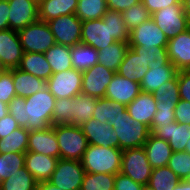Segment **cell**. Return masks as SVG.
I'll use <instances>...</instances> for the list:
<instances>
[{
	"instance_id": "6da1fadb",
	"label": "cell",
	"mask_w": 190,
	"mask_h": 190,
	"mask_svg": "<svg viewBox=\"0 0 190 190\" xmlns=\"http://www.w3.org/2000/svg\"><path fill=\"white\" fill-rule=\"evenodd\" d=\"M56 98L46 87L27 97H14L8 104V112L20 127L31 130L52 126V115Z\"/></svg>"
},
{
	"instance_id": "7a4b0ae2",
	"label": "cell",
	"mask_w": 190,
	"mask_h": 190,
	"mask_svg": "<svg viewBox=\"0 0 190 190\" xmlns=\"http://www.w3.org/2000/svg\"><path fill=\"white\" fill-rule=\"evenodd\" d=\"M130 31L122 13L108 10L101 19L82 22L81 43L99 51L116 41H129Z\"/></svg>"
},
{
	"instance_id": "3957f363",
	"label": "cell",
	"mask_w": 190,
	"mask_h": 190,
	"mask_svg": "<svg viewBox=\"0 0 190 190\" xmlns=\"http://www.w3.org/2000/svg\"><path fill=\"white\" fill-rule=\"evenodd\" d=\"M155 60H169L167 47L129 46L117 73L131 81L140 83L149 70L148 64Z\"/></svg>"
},
{
	"instance_id": "277c9868",
	"label": "cell",
	"mask_w": 190,
	"mask_h": 190,
	"mask_svg": "<svg viewBox=\"0 0 190 190\" xmlns=\"http://www.w3.org/2000/svg\"><path fill=\"white\" fill-rule=\"evenodd\" d=\"M122 154L119 148L88 145L81 163L87 173L115 175L121 171Z\"/></svg>"
},
{
	"instance_id": "5b68a950",
	"label": "cell",
	"mask_w": 190,
	"mask_h": 190,
	"mask_svg": "<svg viewBox=\"0 0 190 190\" xmlns=\"http://www.w3.org/2000/svg\"><path fill=\"white\" fill-rule=\"evenodd\" d=\"M119 139V149L142 147L151 134L150 127L134 120L127 112L122 113L112 124Z\"/></svg>"
},
{
	"instance_id": "8992f818",
	"label": "cell",
	"mask_w": 190,
	"mask_h": 190,
	"mask_svg": "<svg viewBox=\"0 0 190 190\" xmlns=\"http://www.w3.org/2000/svg\"><path fill=\"white\" fill-rule=\"evenodd\" d=\"M54 131L59 144L60 158L81 161L89 145L81 127L70 124L55 125Z\"/></svg>"
},
{
	"instance_id": "52a82bcc",
	"label": "cell",
	"mask_w": 190,
	"mask_h": 190,
	"mask_svg": "<svg viewBox=\"0 0 190 190\" xmlns=\"http://www.w3.org/2000/svg\"><path fill=\"white\" fill-rule=\"evenodd\" d=\"M18 34L24 52L44 54L56 43L47 22L40 20L19 30Z\"/></svg>"
},
{
	"instance_id": "ba28073f",
	"label": "cell",
	"mask_w": 190,
	"mask_h": 190,
	"mask_svg": "<svg viewBox=\"0 0 190 190\" xmlns=\"http://www.w3.org/2000/svg\"><path fill=\"white\" fill-rule=\"evenodd\" d=\"M152 170L143 146L123 150L120 171L122 174L144 186L148 185Z\"/></svg>"
},
{
	"instance_id": "9c48e42d",
	"label": "cell",
	"mask_w": 190,
	"mask_h": 190,
	"mask_svg": "<svg viewBox=\"0 0 190 190\" xmlns=\"http://www.w3.org/2000/svg\"><path fill=\"white\" fill-rule=\"evenodd\" d=\"M151 19L169 39L190 28V22L183 10V4H175L152 14Z\"/></svg>"
},
{
	"instance_id": "30bf717a",
	"label": "cell",
	"mask_w": 190,
	"mask_h": 190,
	"mask_svg": "<svg viewBox=\"0 0 190 190\" xmlns=\"http://www.w3.org/2000/svg\"><path fill=\"white\" fill-rule=\"evenodd\" d=\"M85 169L81 161L59 158L56 169L48 180L62 190H79Z\"/></svg>"
},
{
	"instance_id": "8fae6325",
	"label": "cell",
	"mask_w": 190,
	"mask_h": 190,
	"mask_svg": "<svg viewBox=\"0 0 190 190\" xmlns=\"http://www.w3.org/2000/svg\"><path fill=\"white\" fill-rule=\"evenodd\" d=\"M47 24L56 43L70 47L81 43L82 21L75 14L59 16Z\"/></svg>"
},
{
	"instance_id": "7c38bea8",
	"label": "cell",
	"mask_w": 190,
	"mask_h": 190,
	"mask_svg": "<svg viewBox=\"0 0 190 190\" xmlns=\"http://www.w3.org/2000/svg\"><path fill=\"white\" fill-rule=\"evenodd\" d=\"M46 87L56 99L74 98L81 93L82 72L71 68L54 73L46 81Z\"/></svg>"
},
{
	"instance_id": "4fadbf2b",
	"label": "cell",
	"mask_w": 190,
	"mask_h": 190,
	"mask_svg": "<svg viewBox=\"0 0 190 190\" xmlns=\"http://www.w3.org/2000/svg\"><path fill=\"white\" fill-rule=\"evenodd\" d=\"M115 72L96 64L82 72L81 92L93 98H105L107 87Z\"/></svg>"
},
{
	"instance_id": "5bb4252c",
	"label": "cell",
	"mask_w": 190,
	"mask_h": 190,
	"mask_svg": "<svg viewBox=\"0 0 190 190\" xmlns=\"http://www.w3.org/2000/svg\"><path fill=\"white\" fill-rule=\"evenodd\" d=\"M168 38L150 19L132 30L129 35V46H140L144 50L151 47H167Z\"/></svg>"
},
{
	"instance_id": "9a60e30c",
	"label": "cell",
	"mask_w": 190,
	"mask_h": 190,
	"mask_svg": "<svg viewBox=\"0 0 190 190\" xmlns=\"http://www.w3.org/2000/svg\"><path fill=\"white\" fill-rule=\"evenodd\" d=\"M23 53L18 31H0V64L4 70L18 68Z\"/></svg>"
},
{
	"instance_id": "2e32d148",
	"label": "cell",
	"mask_w": 190,
	"mask_h": 190,
	"mask_svg": "<svg viewBox=\"0 0 190 190\" xmlns=\"http://www.w3.org/2000/svg\"><path fill=\"white\" fill-rule=\"evenodd\" d=\"M149 70L140 82L142 92L153 93L162 84L172 80L178 73L169 60H155L148 64Z\"/></svg>"
},
{
	"instance_id": "e0dca14e",
	"label": "cell",
	"mask_w": 190,
	"mask_h": 190,
	"mask_svg": "<svg viewBox=\"0 0 190 190\" xmlns=\"http://www.w3.org/2000/svg\"><path fill=\"white\" fill-rule=\"evenodd\" d=\"M9 29L19 31L39 20V7L32 0H8Z\"/></svg>"
},
{
	"instance_id": "ac0fdd59",
	"label": "cell",
	"mask_w": 190,
	"mask_h": 190,
	"mask_svg": "<svg viewBox=\"0 0 190 190\" xmlns=\"http://www.w3.org/2000/svg\"><path fill=\"white\" fill-rule=\"evenodd\" d=\"M81 129L89 145L119 148L116 131L109 123L102 124L98 119L91 118L81 126Z\"/></svg>"
},
{
	"instance_id": "d6986e66",
	"label": "cell",
	"mask_w": 190,
	"mask_h": 190,
	"mask_svg": "<svg viewBox=\"0 0 190 190\" xmlns=\"http://www.w3.org/2000/svg\"><path fill=\"white\" fill-rule=\"evenodd\" d=\"M141 92L140 83L131 81L115 73L107 87L105 98L126 106Z\"/></svg>"
},
{
	"instance_id": "ffe728a7",
	"label": "cell",
	"mask_w": 190,
	"mask_h": 190,
	"mask_svg": "<svg viewBox=\"0 0 190 190\" xmlns=\"http://www.w3.org/2000/svg\"><path fill=\"white\" fill-rule=\"evenodd\" d=\"M27 151L60 158V149L54 126L29 131Z\"/></svg>"
},
{
	"instance_id": "44dd1931",
	"label": "cell",
	"mask_w": 190,
	"mask_h": 190,
	"mask_svg": "<svg viewBox=\"0 0 190 190\" xmlns=\"http://www.w3.org/2000/svg\"><path fill=\"white\" fill-rule=\"evenodd\" d=\"M151 134L168 141L173 152L185 151L190 138V126L174 121L170 124L156 126Z\"/></svg>"
},
{
	"instance_id": "7402d4cb",
	"label": "cell",
	"mask_w": 190,
	"mask_h": 190,
	"mask_svg": "<svg viewBox=\"0 0 190 190\" xmlns=\"http://www.w3.org/2000/svg\"><path fill=\"white\" fill-rule=\"evenodd\" d=\"M167 53L178 71L190 70V28L169 39Z\"/></svg>"
},
{
	"instance_id": "603a6c76",
	"label": "cell",
	"mask_w": 190,
	"mask_h": 190,
	"mask_svg": "<svg viewBox=\"0 0 190 190\" xmlns=\"http://www.w3.org/2000/svg\"><path fill=\"white\" fill-rule=\"evenodd\" d=\"M59 158L43 155L42 153L29 152L25 153V168L32 174L34 179L39 183L48 181L56 169Z\"/></svg>"
},
{
	"instance_id": "cb8c5ba5",
	"label": "cell",
	"mask_w": 190,
	"mask_h": 190,
	"mask_svg": "<svg viewBox=\"0 0 190 190\" xmlns=\"http://www.w3.org/2000/svg\"><path fill=\"white\" fill-rule=\"evenodd\" d=\"M157 101L152 93L141 92L130 104L126 105L128 114L134 119L150 127L157 111Z\"/></svg>"
},
{
	"instance_id": "d4e9b609",
	"label": "cell",
	"mask_w": 190,
	"mask_h": 190,
	"mask_svg": "<svg viewBox=\"0 0 190 190\" xmlns=\"http://www.w3.org/2000/svg\"><path fill=\"white\" fill-rule=\"evenodd\" d=\"M143 147L153 169L167 166L173 153L168 141L150 134Z\"/></svg>"
},
{
	"instance_id": "484cf974",
	"label": "cell",
	"mask_w": 190,
	"mask_h": 190,
	"mask_svg": "<svg viewBox=\"0 0 190 190\" xmlns=\"http://www.w3.org/2000/svg\"><path fill=\"white\" fill-rule=\"evenodd\" d=\"M16 96L27 98L46 88V81L18 68L12 69Z\"/></svg>"
},
{
	"instance_id": "4316f807",
	"label": "cell",
	"mask_w": 190,
	"mask_h": 190,
	"mask_svg": "<svg viewBox=\"0 0 190 190\" xmlns=\"http://www.w3.org/2000/svg\"><path fill=\"white\" fill-rule=\"evenodd\" d=\"M18 69L47 81L53 74L51 66L42 53L24 52Z\"/></svg>"
},
{
	"instance_id": "83f0119b",
	"label": "cell",
	"mask_w": 190,
	"mask_h": 190,
	"mask_svg": "<svg viewBox=\"0 0 190 190\" xmlns=\"http://www.w3.org/2000/svg\"><path fill=\"white\" fill-rule=\"evenodd\" d=\"M78 0H45L39 6V20L48 22L59 16L75 14Z\"/></svg>"
},
{
	"instance_id": "f1b7e54d",
	"label": "cell",
	"mask_w": 190,
	"mask_h": 190,
	"mask_svg": "<svg viewBox=\"0 0 190 190\" xmlns=\"http://www.w3.org/2000/svg\"><path fill=\"white\" fill-rule=\"evenodd\" d=\"M97 100L82 92L76 95L72 100L73 122L70 125L81 127L88 122L93 117Z\"/></svg>"
},
{
	"instance_id": "f546056e",
	"label": "cell",
	"mask_w": 190,
	"mask_h": 190,
	"mask_svg": "<svg viewBox=\"0 0 190 190\" xmlns=\"http://www.w3.org/2000/svg\"><path fill=\"white\" fill-rule=\"evenodd\" d=\"M128 48V42L116 41L106 48L100 49L98 51V64L117 73Z\"/></svg>"
},
{
	"instance_id": "4dcf8cb0",
	"label": "cell",
	"mask_w": 190,
	"mask_h": 190,
	"mask_svg": "<svg viewBox=\"0 0 190 190\" xmlns=\"http://www.w3.org/2000/svg\"><path fill=\"white\" fill-rule=\"evenodd\" d=\"M44 55L53 74L73 68L70 46L55 43Z\"/></svg>"
},
{
	"instance_id": "1f68e13d",
	"label": "cell",
	"mask_w": 190,
	"mask_h": 190,
	"mask_svg": "<svg viewBox=\"0 0 190 190\" xmlns=\"http://www.w3.org/2000/svg\"><path fill=\"white\" fill-rule=\"evenodd\" d=\"M38 182L25 168L12 171L1 181L0 190H36Z\"/></svg>"
},
{
	"instance_id": "d6a6232c",
	"label": "cell",
	"mask_w": 190,
	"mask_h": 190,
	"mask_svg": "<svg viewBox=\"0 0 190 190\" xmlns=\"http://www.w3.org/2000/svg\"><path fill=\"white\" fill-rule=\"evenodd\" d=\"M72 66L78 71H86L98 64V51L82 43L71 47Z\"/></svg>"
},
{
	"instance_id": "836d02e7",
	"label": "cell",
	"mask_w": 190,
	"mask_h": 190,
	"mask_svg": "<svg viewBox=\"0 0 190 190\" xmlns=\"http://www.w3.org/2000/svg\"><path fill=\"white\" fill-rule=\"evenodd\" d=\"M29 130L24 127L12 131L4 138H0V154L26 153L28 149Z\"/></svg>"
},
{
	"instance_id": "e575fe53",
	"label": "cell",
	"mask_w": 190,
	"mask_h": 190,
	"mask_svg": "<svg viewBox=\"0 0 190 190\" xmlns=\"http://www.w3.org/2000/svg\"><path fill=\"white\" fill-rule=\"evenodd\" d=\"M126 111V106L115 101L99 98L93 113V119H98L102 124L110 125Z\"/></svg>"
},
{
	"instance_id": "d590c367",
	"label": "cell",
	"mask_w": 190,
	"mask_h": 190,
	"mask_svg": "<svg viewBox=\"0 0 190 190\" xmlns=\"http://www.w3.org/2000/svg\"><path fill=\"white\" fill-rule=\"evenodd\" d=\"M107 11L106 0H78L75 15L83 22L101 19Z\"/></svg>"
},
{
	"instance_id": "8d00e7d4",
	"label": "cell",
	"mask_w": 190,
	"mask_h": 190,
	"mask_svg": "<svg viewBox=\"0 0 190 190\" xmlns=\"http://www.w3.org/2000/svg\"><path fill=\"white\" fill-rule=\"evenodd\" d=\"M181 179L168 166L154 168L148 185L154 190H173Z\"/></svg>"
},
{
	"instance_id": "74e56055",
	"label": "cell",
	"mask_w": 190,
	"mask_h": 190,
	"mask_svg": "<svg viewBox=\"0 0 190 190\" xmlns=\"http://www.w3.org/2000/svg\"><path fill=\"white\" fill-rule=\"evenodd\" d=\"M115 175L85 172L80 190H114Z\"/></svg>"
},
{
	"instance_id": "f35d334b",
	"label": "cell",
	"mask_w": 190,
	"mask_h": 190,
	"mask_svg": "<svg viewBox=\"0 0 190 190\" xmlns=\"http://www.w3.org/2000/svg\"><path fill=\"white\" fill-rule=\"evenodd\" d=\"M152 14L144 6L142 2H139L122 13L124 23L127 25L131 32L142 23L151 19Z\"/></svg>"
},
{
	"instance_id": "ab89813d",
	"label": "cell",
	"mask_w": 190,
	"mask_h": 190,
	"mask_svg": "<svg viewBox=\"0 0 190 190\" xmlns=\"http://www.w3.org/2000/svg\"><path fill=\"white\" fill-rule=\"evenodd\" d=\"M152 95L157 102H163L166 105H176L180 100L177 75L172 80L162 84Z\"/></svg>"
},
{
	"instance_id": "60d3db41",
	"label": "cell",
	"mask_w": 190,
	"mask_h": 190,
	"mask_svg": "<svg viewBox=\"0 0 190 190\" xmlns=\"http://www.w3.org/2000/svg\"><path fill=\"white\" fill-rule=\"evenodd\" d=\"M74 98L56 99L53 111L52 126L71 124L73 122L72 100Z\"/></svg>"
},
{
	"instance_id": "b9f144b4",
	"label": "cell",
	"mask_w": 190,
	"mask_h": 190,
	"mask_svg": "<svg viewBox=\"0 0 190 190\" xmlns=\"http://www.w3.org/2000/svg\"><path fill=\"white\" fill-rule=\"evenodd\" d=\"M167 166L175 172L181 180L190 176V153L185 151L173 152Z\"/></svg>"
},
{
	"instance_id": "7bdbcfd3",
	"label": "cell",
	"mask_w": 190,
	"mask_h": 190,
	"mask_svg": "<svg viewBox=\"0 0 190 190\" xmlns=\"http://www.w3.org/2000/svg\"><path fill=\"white\" fill-rule=\"evenodd\" d=\"M16 97L12 69L0 72V101L6 104Z\"/></svg>"
},
{
	"instance_id": "ee69618b",
	"label": "cell",
	"mask_w": 190,
	"mask_h": 190,
	"mask_svg": "<svg viewBox=\"0 0 190 190\" xmlns=\"http://www.w3.org/2000/svg\"><path fill=\"white\" fill-rule=\"evenodd\" d=\"M176 105H166L163 102H157V111L151 122V131L158 125L170 124L175 121L174 109Z\"/></svg>"
},
{
	"instance_id": "f6af8a7d",
	"label": "cell",
	"mask_w": 190,
	"mask_h": 190,
	"mask_svg": "<svg viewBox=\"0 0 190 190\" xmlns=\"http://www.w3.org/2000/svg\"><path fill=\"white\" fill-rule=\"evenodd\" d=\"M180 99L190 102V70H180L177 73Z\"/></svg>"
},
{
	"instance_id": "bcb514c9",
	"label": "cell",
	"mask_w": 190,
	"mask_h": 190,
	"mask_svg": "<svg viewBox=\"0 0 190 190\" xmlns=\"http://www.w3.org/2000/svg\"><path fill=\"white\" fill-rule=\"evenodd\" d=\"M3 159L7 160V171L8 174L12 171H18L25 167V153H4L0 154Z\"/></svg>"
},
{
	"instance_id": "7dc6e473",
	"label": "cell",
	"mask_w": 190,
	"mask_h": 190,
	"mask_svg": "<svg viewBox=\"0 0 190 190\" xmlns=\"http://www.w3.org/2000/svg\"><path fill=\"white\" fill-rule=\"evenodd\" d=\"M143 185L136 183L121 172L115 174L114 190H142Z\"/></svg>"
},
{
	"instance_id": "c3c4849f",
	"label": "cell",
	"mask_w": 190,
	"mask_h": 190,
	"mask_svg": "<svg viewBox=\"0 0 190 190\" xmlns=\"http://www.w3.org/2000/svg\"><path fill=\"white\" fill-rule=\"evenodd\" d=\"M175 121L190 126V102L180 99L174 109Z\"/></svg>"
},
{
	"instance_id": "681fc988",
	"label": "cell",
	"mask_w": 190,
	"mask_h": 190,
	"mask_svg": "<svg viewBox=\"0 0 190 190\" xmlns=\"http://www.w3.org/2000/svg\"><path fill=\"white\" fill-rule=\"evenodd\" d=\"M148 11L153 14L156 11L165 9L168 6L181 4L182 0H141Z\"/></svg>"
},
{
	"instance_id": "f907efd6",
	"label": "cell",
	"mask_w": 190,
	"mask_h": 190,
	"mask_svg": "<svg viewBox=\"0 0 190 190\" xmlns=\"http://www.w3.org/2000/svg\"><path fill=\"white\" fill-rule=\"evenodd\" d=\"M19 127L17 121L8 112L6 116L0 119V138H4Z\"/></svg>"
},
{
	"instance_id": "816d5d0a",
	"label": "cell",
	"mask_w": 190,
	"mask_h": 190,
	"mask_svg": "<svg viewBox=\"0 0 190 190\" xmlns=\"http://www.w3.org/2000/svg\"><path fill=\"white\" fill-rule=\"evenodd\" d=\"M141 0H106L108 10L123 13Z\"/></svg>"
},
{
	"instance_id": "f5cc1de1",
	"label": "cell",
	"mask_w": 190,
	"mask_h": 190,
	"mask_svg": "<svg viewBox=\"0 0 190 190\" xmlns=\"http://www.w3.org/2000/svg\"><path fill=\"white\" fill-rule=\"evenodd\" d=\"M9 2L8 0L0 1V31L9 29Z\"/></svg>"
},
{
	"instance_id": "db71d44e",
	"label": "cell",
	"mask_w": 190,
	"mask_h": 190,
	"mask_svg": "<svg viewBox=\"0 0 190 190\" xmlns=\"http://www.w3.org/2000/svg\"><path fill=\"white\" fill-rule=\"evenodd\" d=\"M36 190H62V189L56 187L49 181H42L37 184Z\"/></svg>"
},
{
	"instance_id": "11a10c76",
	"label": "cell",
	"mask_w": 190,
	"mask_h": 190,
	"mask_svg": "<svg viewBox=\"0 0 190 190\" xmlns=\"http://www.w3.org/2000/svg\"><path fill=\"white\" fill-rule=\"evenodd\" d=\"M8 176L7 160L0 155V183Z\"/></svg>"
},
{
	"instance_id": "9f6ffc18",
	"label": "cell",
	"mask_w": 190,
	"mask_h": 190,
	"mask_svg": "<svg viewBox=\"0 0 190 190\" xmlns=\"http://www.w3.org/2000/svg\"><path fill=\"white\" fill-rule=\"evenodd\" d=\"M173 190H190V182L188 180H181Z\"/></svg>"
},
{
	"instance_id": "6f0895ef",
	"label": "cell",
	"mask_w": 190,
	"mask_h": 190,
	"mask_svg": "<svg viewBox=\"0 0 190 190\" xmlns=\"http://www.w3.org/2000/svg\"><path fill=\"white\" fill-rule=\"evenodd\" d=\"M182 4H183V10L190 22V0H182Z\"/></svg>"
},
{
	"instance_id": "680465c9",
	"label": "cell",
	"mask_w": 190,
	"mask_h": 190,
	"mask_svg": "<svg viewBox=\"0 0 190 190\" xmlns=\"http://www.w3.org/2000/svg\"><path fill=\"white\" fill-rule=\"evenodd\" d=\"M8 113V104L0 101V119Z\"/></svg>"
},
{
	"instance_id": "91938a15",
	"label": "cell",
	"mask_w": 190,
	"mask_h": 190,
	"mask_svg": "<svg viewBox=\"0 0 190 190\" xmlns=\"http://www.w3.org/2000/svg\"><path fill=\"white\" fill-rule=\"evenodd\" d=\"M185 152L190 153V138H189V142L186 143Z\"/></svg>"
},
{
	"instance_id": "94428289",
	"label": "cell",
	"mask_w": 190,
	"mask_h": 190,
	"mask_svg": "<svg viewBox=\"0 0 190 190\" xmlns=\"http://www.w3.org/2000/svg\"><path fill=\"white\" fill-rule=\"evenodd\" d=\"M38 7L45 1V0H32Z\"/></svg>"
},
{
	"instance_id": "6125c7cd",
	"label": "cell",
	"mask_w": 190,
	"mask_h": 190,
	"mask_svg": "<svg viewBox=\"0 0 190 190\" xmlns=\"http://www.w3.org/2000/svg\"><path fill=\"white\" fill-rule=\"evenodd\" d=\"M142 190H154V189L151 188L149 185H144Z\"/></svg>"
},
{
	"instance_id": "be15d7a7",
	"label": "cell",
	"mask_w": 190,
	"mask_h": 190,
	"mask_svg": "<svg viewBox=\"0 0 190 190\" xmlns=\"http://www.w3.org/2000/svg\"><path fill=\"white\" fill-rule=\"evenodd\" d=\"M3 70H4V69H3V67H2L1 64H0V72L3 71Z\"/></svg>"
}]
</instances>
